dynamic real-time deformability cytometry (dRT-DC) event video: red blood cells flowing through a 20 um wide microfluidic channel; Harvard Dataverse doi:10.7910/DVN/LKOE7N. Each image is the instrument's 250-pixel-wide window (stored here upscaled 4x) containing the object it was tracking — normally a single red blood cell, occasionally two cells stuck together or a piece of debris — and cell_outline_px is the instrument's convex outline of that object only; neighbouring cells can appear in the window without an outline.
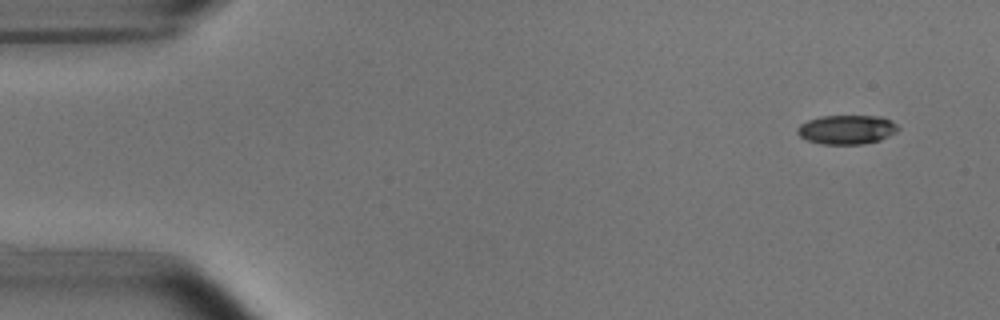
{"species": "common noctule bat (a hibernating species)", "species_latin": "Nyctalus noctula", "temperature_condition": "room temperature", "stored_images_in_passage": 8, "camera_frame_rate_fps": 3000, "um_per_image_px": 0.085, "animal": {"sex": "male", "body_mass_g": 15.6}, "frame": {"image": 1, "passage_image": 1, "time_ms": 0.0, "image_size_px": [1000, 320], "cell_outline_px": [[900, 128], [896, 132], [880, 140], [860, 144], [824, 144], [808, 140], [800, 136], [796, 132], [796, 128], [800, 124], [808, 120], [820, 116], [884, 116], [892, 120]], "centroid_in_image_um": [71.99, 11.0], "position_along_channel_um": 13.0, "area_um2": 17.17}}